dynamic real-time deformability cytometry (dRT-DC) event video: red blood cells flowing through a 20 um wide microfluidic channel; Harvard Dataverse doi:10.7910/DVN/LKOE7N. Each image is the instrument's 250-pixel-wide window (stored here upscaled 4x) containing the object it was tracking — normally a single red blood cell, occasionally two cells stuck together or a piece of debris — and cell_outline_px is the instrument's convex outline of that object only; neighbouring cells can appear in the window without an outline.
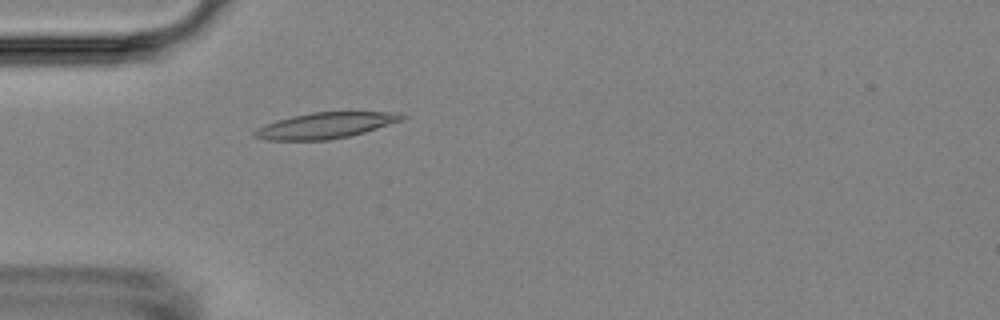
{"species": "Egyptian fruit bat (a non-hibernating species)", "species_latin": "Rousettus aegyptiacus", "temperature_condition": "room temperature", "stored_images_in_passage": 41, "camera_frame_rate_fps": 3000, "um_per_image_px": 0.085, "animal": {"sex": "female"}, "frame": {"image": 1, "passage_image": 3, "time_ms": 0.667, "image_size_px": [1000, 320], "cell_outline_px": [[408, 116], [400, 120], [364, 132], [348, 136], [328, 140], [268, 140], [252, 136], [252, 132], [256, 128], [276, 120], [292, 116], [312, 112], [400, 112]], "centroid_in_image_um": [27.62, 10.66], "position_along_channel_um": 57.4, "area_um2": 22.08}}
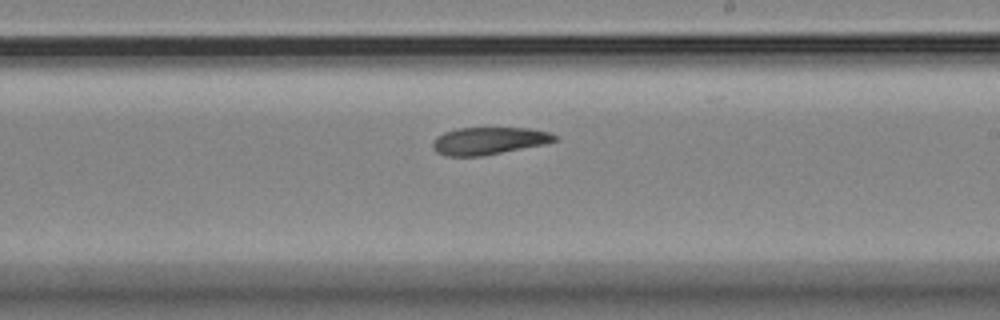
{"frame": {"image": 2, "passage_image": 19, "time_ms": 6.0, "image_size_px": [1000, 320], "cell_outline_px": [[560, 140], [544, 144], [484, 156], [448, 156], [436, 152], [432, 148], [432, 140], [436, 136], [444, 132], [460, 128], [528, 128], [548, 132], [556, 136]], "centroid_in_image_um": [41.53, 11.97], "position_along_channel_um": 247.5, "area_um2": 19.54}}
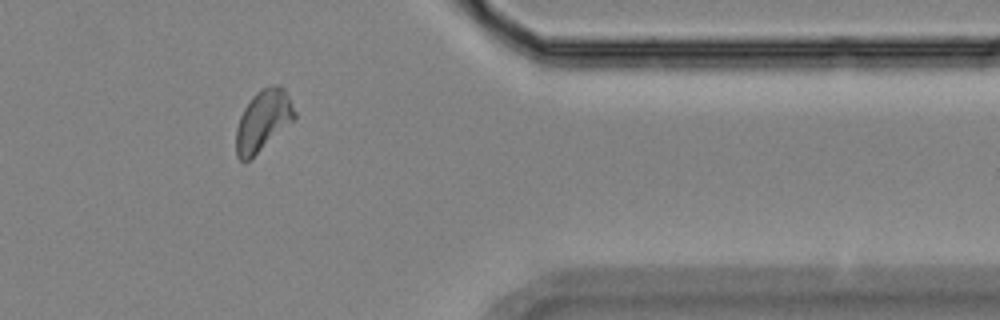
{"frame": {"image": 3, "passage_image": 32, "time_ms": 10.333, "image_size_px": [1000, 320], "cell_outline_px": [[296, 116], [292, 120], [248, 160], [240, 160], [236, 156], [236, 128], [240, 116], [244, 108], [252, 96], [256, 92], [268, 84], [280, 84], [284, 88], [296, 112]], "centroid_in_image_um": [22.34, 10.18], "position_along_channel_um": 389.1, "area_um2": 20.29}, "authors_computed_cell_mechanics": {"area_um2": 20.3456, "velocity_mm_per_s": 3.6481, "shape_relaxation_time_tau1_ms": 8.558, "shape_relaxation_time_tau2_ms": 5.5641, "deformation_change_tau1": 0.1864, "deformation_change_tau2": 0.1263}}